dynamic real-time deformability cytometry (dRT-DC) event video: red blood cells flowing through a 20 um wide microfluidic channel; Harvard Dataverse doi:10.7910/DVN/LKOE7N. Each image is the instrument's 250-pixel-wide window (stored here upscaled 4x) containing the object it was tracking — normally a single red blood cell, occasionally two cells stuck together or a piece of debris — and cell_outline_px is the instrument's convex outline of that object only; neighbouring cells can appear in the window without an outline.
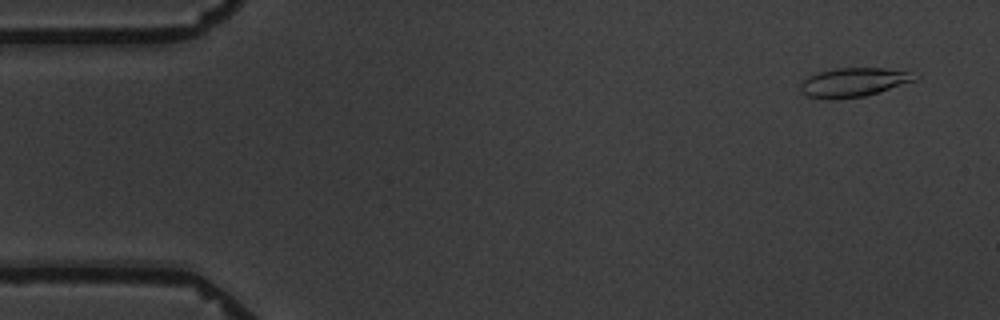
{"species": "common noctule bat (a hibernating species)", "species_latin": "Nyctalus noctula", "temperature_condition": "warm", "stored_images_in_passage": 5, "camera_frame_rate_fps": 3000, "um_per_image_px": 0.085, "animal": {"sex": "male", "body_mass_g": 19.5, "forearm_length_mm": 54.6}, "frame": {"image": 1, "passage_image": 1, "time_ms": 0.0, "image_size_px": [1000, 320], "cell_outline_px": [[920, 76], [916, 80], [864, 96], [808, 96], [800, 92], [800, 80], [816, 72], [836, 68], [884, 68], [908, 72]], "centroid_in_image_um": [72.54, 6.94], "position_along_channel_um": 12.5, "area_um2": 18.55}}